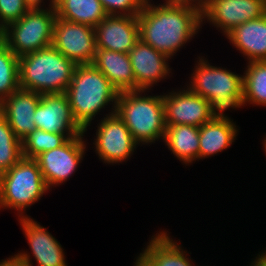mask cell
Masks as SVG:
<instances>
[{"mask_svg": "<svg viewBox=\"0 0 266 266\" xmlns=\"http://www.w3.org/2000/svg\"><path fill=\"white\" fill-rule=\"evenodd\" d=\"M151 1L146 0L137 15L139 37L173 59L201 31V5L189 0H164L157 5Z\"/></svg>", "mask_w": 266, "mask_h": 266, "instance_id": "obj_1", "label": "cell"}, {"mask_svg": "<svg viewBox=\"0 0 266 266\" xmlns=\"http://www.w3.org/2000/svg\"><path fill=\"white\" fill-rule=\"evenodd\" d=\"M71 112L76 123L84 130L91 126L96 115H102L110 105L115 112L119 91L93 64L76 65L66 92Z\"/></svg>", "mask_w": 266, "mask_h": 266, "instance_id": "obj_2", "label": "cell"}, {"mask_svg": "<svg viewBox=\"0 0 266 266\" xmlns=\"http://www.w3.org/2000/svg\"><path fill=\"white\" fill-rule=\"evenodd\" d=\"M146 92L150 91L119 92L115 108L139 146H148L158 140L163 142L166 132L163 94L148 95Z\"/></svg>", "mask_w": 266, "mask_h": 266, "instance_id": "obj_3", "label": "cell"}, {"mask_svg": "<svg viewBox=\"0 0 266 266\" xmlns=\"http://www.w3.org/2000/svg\"><path fill=\"white\" fill-rule=\"evenodd\" d=\"M76 64L53 46L19 57V87L39 94L65 93Z\"/></svg>", "mask_w": 266, "mask_h": 266, "instance_id": "obj_4", "label": "cell"}, {"mask_svg": "<svg viewBox=\"0 0 266 266\" xmlns=\"http://www.w3.org/2000/svg\"><path fill=\"white\" fill-rule=\"evenodd\" d=\"M189 84L192 92L205 98L217 114L242 107L243 75L225 67L211 65L204 56H197Z\"/></svg>", "mask_w": 266, "mask_h": 266, "instance_id": "obj_5", "label": "cell"}, {"mask_svg": "<svg viewBox=\"0 0 266 266\" xmlns=\"http://www.w3.org/2000/svg\"><path fill=\"white\" fill-rule=\"evenodd\" d=\"M48 190L37 161L23 157L0 174V210L12 209L18 218L29 217L27 208L40 201Z\"/></svg>", "mask_w": 266, "mask_h": 266, "instance_id": "obj_6", "label": "cell"}, {"mask_svg": "<svg viewBox=\"0 0 266 266\" xmlns=\"http://www.w3.org/2000/svg\"><path fill=\"white\" fill-rule=\"evenodd\" d=\"M55 7L30 9L0 31V39L19 58L52 46Z\"/></svg>", "mask_w": 266, "mask_h": 266, "instance_id": "obj_7", "label": "cell"}, {"mask_svg": "<svg viewBox=\"0 0 266 266\" xmlns=\"http://www.w3.org/2000/svg\"><path fill=\"white\" fill-rule=\"evenodd\" d=\"M97 124L93 145L100 161L109 165L127 162L138 144L116 112L104 114Z\"/></svg>", "mask_w": 266, "mask_h": 266, "instance_id": "obj_8", "label": "cell"}, {"mask_svg": "<svg viewBox=\"0 0 266 266\" xmlns=\"http://www.w3.org/2000/svg\"><path fill=\"white\" fill-rule=\"evenodd\" d=\"M84 136L82 133L69 138L60 147L45 151L35 158L49 191L54 186L65 184L77 171L87 151Z\"/></svg>", "mask_w": 266, "mask_h": 266, "instance_id": "obj_9", "label": "cell"}, {"mask_svg": "<svg viewBox=\"0 0 266 266\" xmlns=\"http://www.w3.org/2000/svg\"><path fill=\"white\" fill-rule=\"evenodd\" d=\"M266 14V0H207L201 5L202 26L209 23L225 36L236 26Z\"/></svg>", "mask_w": 266, "mask_h": 266, "instance_id": "obj_10", "label": "cell"}, {"mask_svg": "<svg viewBox=\"0 0 266 266\" xmlns=\"http://www.w3.org/2000/svg\"><path fill=\"white\" fill-rule=\"evenodd\" d=\"M52 46L76 65L92 64L97 49L94 28L56 17Z\"/></svg>", "mask_w": 266, "mask_h": 266, "instance_id": "obj_11", "label": "cell"}, {"mask_svg": "<svg viewBox=\"0 0 266 266\" xmlns=\"http://www.w3.org/2000/svg\"><path fill=\"white\" fill-rule=\"evenodd\" d=\"M18 219L31 250L29 253L21 250L14 254L19 261L27 266H33L32 254L37 266H68L62 245L47 228L41 226L31 216Z\"/></svg>", "mask_w": 266, "mask_h": 266, "instance_id": "obj_12", "label": "cell"}, {"mask_svg": "<svg viewBox=\"0 0 266 266\" xmlns=\"http://www.w3.org/2000/svg\"><path fill=\"white\" fill-rule=\"evenodd\" d=\"M163 93L166 125H192L201 127L217 113L210 103L188 87Z\"/></svg>", "mask_w": 266, "mask_h": 266, "instance_id": "obj_13", "label": "cell"}, {"mask_svg": "<svg viewBox=\"0 0 266 266\" xmlns=\"http://www.w3.org/2000/svg\"><path fill=\"white\" fill-rule=\"evenodd\" d=\"M37 129L74 138L84 130L73 118L66 93L42 94L34 113Z\"/></svg>", "mask_w": 266, "mask_h": 266, "instance_id": "obj_14", "label": "cell"}, {"mask_svg": "<svg viewBox=\"0 0 266 266\" xmlns=\"http://www.w3.org/2000/svg\"><path fill=\"white\" fill-rule=\"evenodd\" d=\"M136 81V90H152L171 77L170 58L139 39L128 53ZM171 73V75H170Z\"/></svg>", "mask_w": 266, "mask_h": 266, "instance_id": "obj_15", "label": "cell"}, {"mask_svg": "<svg viewBox=\"0 0 266 266\" xmlns=\"http://www.w3.org/2000/svg\"><path fill=\"white\" fill-rule=\"evenodd\" d=\"M94 31L97 49L128 54L140 39L137 15H107Z\"/></svg>", "mask_w": 266, "mask_h": 266, "instance_id": "obj_16", "label": "cell"}, {"mask_svg": "<svg viewBox=\"0 0 266 266\" xmlns=\"http://www.w3.org/2000/svg\"><path fill=\"white\" fill-rule=\"evenodd\" d=\"M40 99L41 94L38 92L19 88L0 103V113L21 141L37 129L34 113Z\"/></svg>", "mask_w": 266, "mask_h": 266, "instance_id": "obj_17", "label": "cell"}, {"mask_svg": "<svg viewBox=\"0 0 266 266\" xmlns=\"http://www.w3.org/2000/svg\"><path fill=\"white\" fill-rule=\"evenodd\" d=\"M169 235L165 230L154 234L135 258L144 266H195L189 252Z\"/></svg>", "mask_w": 266, "mask_h": 266, "instance_id": "obj_18", "label": "cell"}, {"mask_svg": "<svg viewBox=\"0 0 266 266\" xmlns=\"http://www.w3.org/2000/svg\"><path fill=\"white\" fill-rule=\"evenodd\" d=\"M225 37L247 62L266 61V14L236 26Z\"/></svg>", "mask_w": 266, "mask_h": 266, "instance_id": "obj_19", "label": "cell"}, {"mask_svg": "<svg viewBox=\"0 0 266 266\" xmlns=\"http://www.w3.org/2000/svg\"><path fill=\"white\" fill-rule=\"evenodd\" d=\"M238 133V126L231 117L217 114L199 127V160L227 150L237 140Z\"/></svg>", "mask_w": 266, "mask_h": 266, "instance_id": "obj_20", "label": "cell"}, {"mask_svg": "<svg viewBox=\"0 0 266 266\" xmlns=\"http://www.w3.org/2000/svg\"><path fill=\"white\" fill-rule=\"evenodd\" d=\"M92 64L119 92L136 90L135 76L127 53L96 49Z\"/></svg>", "mask_w": 266, "mask_h": 266, "instance_id": "obj_21", "label": "cell"}, {"mask_svg": "<svg viewBox=\"0 0 266 266\" xmlns=\"http://www.w3.org/2000/svg\"><path fill=\"white\" fill-rule=\"evenodd\" d=\"M164 144L186 166L199 161V127L166 125Z\"/></svg>", "mask_w": 266, "mask_h": 266, "instance_id": "obj_22", "label": "cell"}, {"mask_svg": "<svg viewBox=\"0 0 266 266\" xmlns=\"http://www.w3.org/2000/svg\"><path fill=\"white\" fill-rule=\"evenodd\" d=\"M57 18L95 28L108 14L99 0H55Z\"/></svg>", "mask_w": 266, "mask_h": 266, "instance_id": "obj_23", "label": "cell"}, {"mask_svg": "<svg viewBox=\"0 0 266 266\" xmlns=\"http://www.w3.org/2000/svg\"><path fill=\"white\" fill-rule=\"evenodd\" d=\"M247 104L266 107V61H252L246 65L242 107Z\"/></svg>", "mask_w": 266, "mask_h": 266, "instance_id": "obj_24", "label": "cell"}, {"mask_svg": "<svg viewBox=\"0 0 266 266\" xmlns=\"http://www.w3.org/2000/svg\"><path fill=\"white\" fill-rule=\"evenodd\" d=\"M19 58L0 39V103L19 87Z\"/></svg>", "mask_w": 266, "mask_h": 266, "instance_id": "obj_25", "label": "cell"}, {"mask_svg": "<svg viewBox=\"0 0 266 266\" xmlns=\"http://www.w3.org/2000/svg\"><path fill=\"white\" fill-rule=\"evenodd\" d=\"M23 158L22 141L15 136L6 118L0 113V174Z\"/></svg>", "mask_w": 266, "mask_h": 266, "instance_id": "obj_26", "label": "cell"}, {"mask_svg": "<svg viewBox=\"0 0 266 266\" xmlns=\"http://www.w3.org/2000/svg\"><path fill=\"white\" fill-rule=\"evenodd\" d=\"M69 138L65 134H56L41 129L30 132L22 141L23 157L35 159L41 153L63 145Z\"/></svg>", "mask_w": 266, "mask_h": 266, "instance_id": "obj_27", "label": "cell"}, {"mask_svg": "<svg viewBox=\"0 0 266 266\" xmlns=\"http://www.w3.org/2000/svg\"><path fill=\"white\" fill-rule=\"evenodd\" d=\"M108 15H138L146 0H99Z\"/></svg>", "mask_w": 266, "mask_h": 266, "instance_id": "obj_28", "label": "cell"}, {"mask_svg": "<svg viewBox=\"0 0 266 266\" xmlns=\"http://www.w3.org/2000/svg\"><path fill=\"white\" fill-rule=\"evenodd\" d=\"M29 10L25 0H0V31Z\"/></svg>", "mask_w": 266, "mask_h": 266, "instance_id": "obj_29", "label": "cell"}, {"mask_svg": "<svg viewBox=\"0 0 266 266\" xmlns=\"http://www.w3.org/2000/svg\"><path fill=\"white\" fill-rule=\"evenodd\" d=\"M44 1L45 0H25V3L27 4L29 9H46L55 6V0H47L48 2L50 1L48 7H45L46 2Z\"/></svg>", "mask_w": 266, "mask_h": 266, "instance_id": "obj_30", "label": "cell"}, {"mask_svg": "<svg viewBox=\"0 0 266 266\" xmlns=\"http://www.w3.org/2000/svg\"><path fill=\"white\" fill-rule=\"evenodd\" d=\"M0 266H27L23 262L19 261L14 255L9 256L6 259L0 260Z\"/></svg>", "mask_w": 266, "mask_h": 266, "instance_id": "obj_31", "label": "cell"}, {"mask_svg": "<svg viewBox=\"0 0 266 266\" xmlns=\"http://www.w3.org/2000/svg\"><path fill=\"white\" fill-rule=\"evenodd\" d=\"M261 252V253H260ZM249 266H266V249L261 250Z\"/></svg>", "mask_w": 266, "mask_h": 266, "instance_id": "obj_32", "label": "cell"}, {"mask_svg": "<svg viewBox=\"0 0 266 266\" xmlns=\"http://www.w3.org/2000/svg\"><path fill=\"white\" fill-rule=\"evenodd\" d=\"M189 1H191V2H193V3H197V4H199V5H202V4H204L207 0H189Z\"/></svg>", "mask_w": 266, "mask_h": 266, "instance_id": "obj_33", "label": "cell"}, {"mask_svg": "<svg viewBox=\"0 0 266 266\" xmlns=\"http://www.w3.org/2000/svg\"><path fill=\"white\" fill-rule=\"evenodd\" d=\"M265 139H263V141H262V144H263V148H264V151H265V155H266V134H265V137H264Z\"/></svg>", "mask_w": 266, "mask_h": 266, "instance_id": "obj_34", "label": "cell"}, {"mask_svg": "<svg viewBox=\"0 0 266 266\" xmlns=\"http://www.w3.org/2000/svg\"><path fill=\"white\" fill-rule=\"evenodd\" d=\"M134 266H144L137 258L133 264Z\"/></svg>", "mask_w": 266, "mask_h": 266, "instance_id": "obj_35", "label": "cell"}]
</instances>
